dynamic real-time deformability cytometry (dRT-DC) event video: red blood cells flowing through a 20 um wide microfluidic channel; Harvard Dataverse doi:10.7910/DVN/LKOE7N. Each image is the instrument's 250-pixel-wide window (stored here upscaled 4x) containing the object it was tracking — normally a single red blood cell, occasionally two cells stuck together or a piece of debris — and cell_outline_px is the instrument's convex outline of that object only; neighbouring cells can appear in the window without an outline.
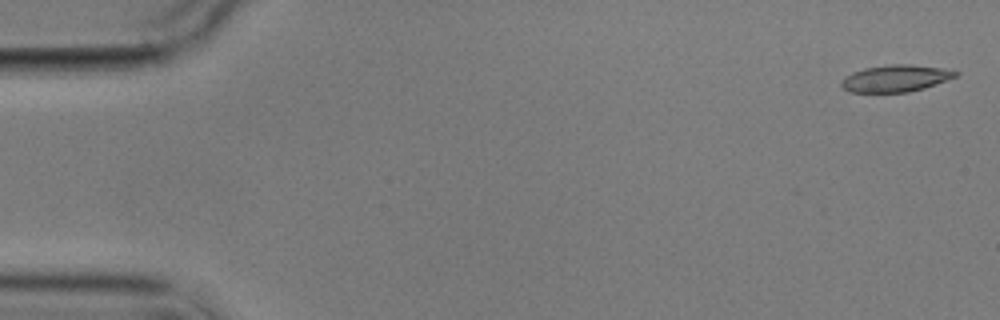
{"species": "common noctule bat (a hibernating species)", "species_latin": "Nyctalus noctula", "temperature_condition": "cold", "stored_images_in_passage": 4, "camera_frame_rate_fps": 3000, "um_per_image_px": 0.085, "animal": {"sex": "male", "body_mass_g": 17.9}, "frame": {"image": 1, "passage_image": 1, "time_ms": 0.0, "image_size_px": [1000, 320], "cell_outline_px": [[960, 72], [956, 76], [924, 88], [908, 92], [848, 92], [840, 84], [840, 80], [852, 72], [864, 68], [892, 64], [912, 64], [940, 68]], "centroid_in_image_um": [76.08, 6.66], "position_along_channel_um": 8.9, "area_um2": 17.74}}